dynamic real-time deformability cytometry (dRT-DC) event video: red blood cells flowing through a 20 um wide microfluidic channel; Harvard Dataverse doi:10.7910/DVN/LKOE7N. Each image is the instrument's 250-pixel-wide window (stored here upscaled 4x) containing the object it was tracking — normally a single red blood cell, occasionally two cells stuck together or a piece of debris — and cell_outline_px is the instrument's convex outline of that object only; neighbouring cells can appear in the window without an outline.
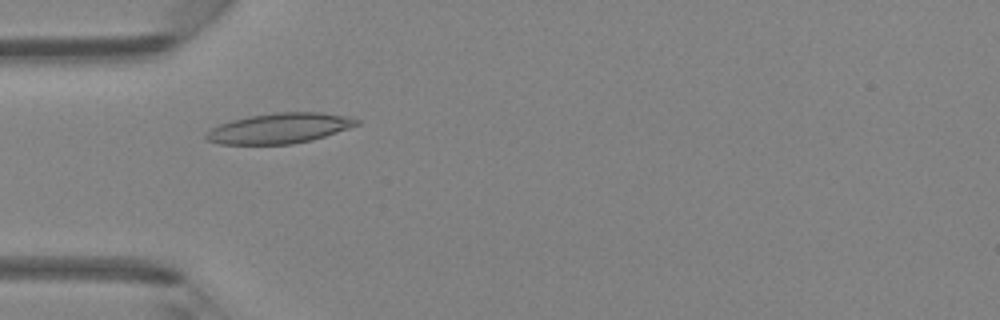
{"species": "Egyptian fruit bat (a non-hibernating species)", "species_latin": "Rousettus aegyptiacus", "temperature_condition": "room temperature", "stored_images_in_passage": 7, "camera_frame_rate_fps": 3000, "um_per_image_px": 0.085, "animal": {"sex": "female"}, "frame": {"image": 1, "passage_image": 5, "time_ms": 4.667, "image_size_px": [1000, 320], "cell_outline_px": [[360, 124], [312, 140], [292, 144], [220, 144], [208, 140], [204, 136], [212, 128], [220, 124], [232, 120], [248, 116], [276, 112], [320, 112], [348, 116], [360, 120]], "centroid_in_image_um": [23.77, 10.89], "position_along_channel_um": 61.2, "area_um2": 26.41}}
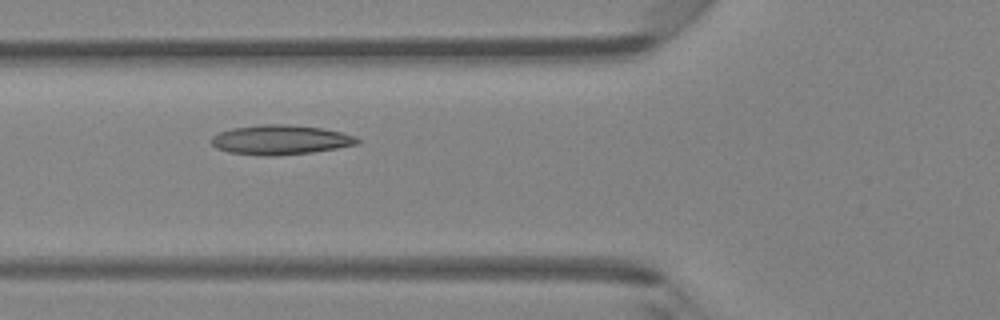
{"frame": {"image": 2, "passage_image": 6, "time_ms": 5.667, "image_size_px": [1000, 320], "cell_outline_px": [[360, 144], [312, 152], [276, 156], [260, 156], [228, 152], [216, 148], [208, 140], [212, 136], [220, 132], [232, 128], [260, 124], [288, 124], [320, 128], [340, 132], [356, 136], [360, 140]], "centroid_in_image_um": [23.81, 11.89], "position_along_channel_um": 102.0, "area_um2": 25.37}}
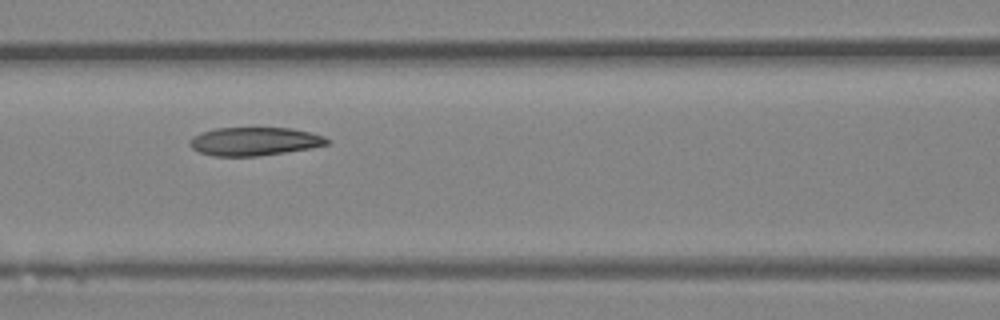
{"frame": {"image": 3, "passage_image": 7, "time_ms": 6.667, "image_size_px": [1000, 320], "cell_outline_px": [[332, 140], [328, 144], [312, 148], [260, 156], [212, 156], [200, 152], [192, 148], [188, 144], [188, 140], [192, 136], [200, 132], [216, 128], [292, 128], [312, 132], [324, 136]], "centroid_in_image_um": [21.63, 12.01], "position_along_channel_um": 145.0, "area_um2": 23.0}}